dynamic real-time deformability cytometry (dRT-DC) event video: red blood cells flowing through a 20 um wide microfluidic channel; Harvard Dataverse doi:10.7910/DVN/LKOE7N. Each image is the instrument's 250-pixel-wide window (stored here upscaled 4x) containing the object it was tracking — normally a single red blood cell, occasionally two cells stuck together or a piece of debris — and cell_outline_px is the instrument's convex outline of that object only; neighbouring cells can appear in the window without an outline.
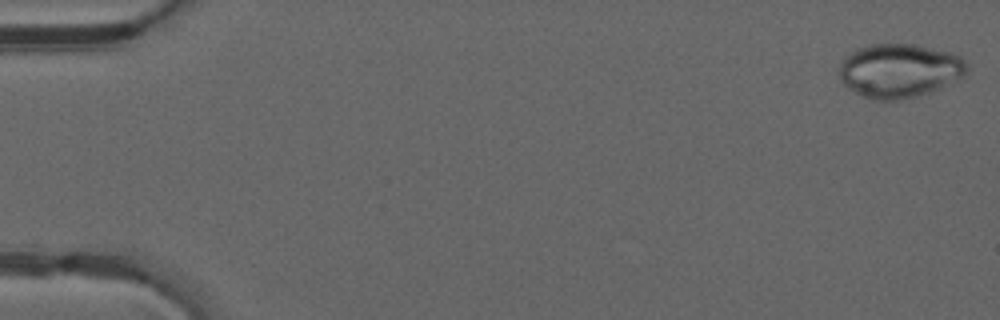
{"species": "common noctule bat (a hibernating species)", "species_latin": "Nyctalus noctula", "temperature_condition": "warm", "stored_images_in_passage": 8, "camera_frame_rate_fps": 3000, "um_per_image_px": 0.085, "animal": {"sex": "male", "forearm_length_mm": 52.5}, "frame": {"image": 1, "passage_image": 1, "time_ms": 0.0, "image_size_px": [1000, 320], "cell_outline_px": [[968, 68], [964, 76], [940, 88], [916, 96], [896, 100], [876, 100], [864, 96], [856, 92], [844, 84], [840, 80], [840, 64], [844, 56], [856, 48], [872, 44], [912, 44], [952, 52], [960, 56], [968, 64]], "centroid_in_image_um": [76.46, 5.99], "position_along_channel_um": 8.5, "area_um2": 40.06}}